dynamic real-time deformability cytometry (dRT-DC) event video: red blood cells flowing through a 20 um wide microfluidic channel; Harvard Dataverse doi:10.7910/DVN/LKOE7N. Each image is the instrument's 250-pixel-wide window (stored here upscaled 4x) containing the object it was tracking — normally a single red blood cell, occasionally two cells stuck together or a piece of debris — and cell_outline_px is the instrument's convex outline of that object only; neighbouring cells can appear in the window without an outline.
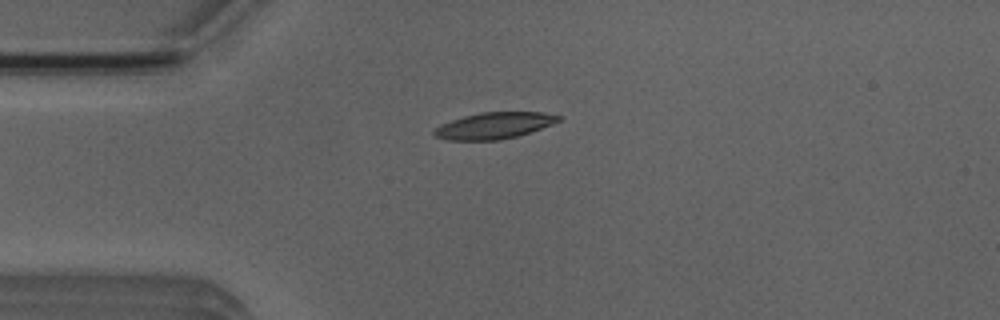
{"species": "Egyptian fruit bat (a non-hibernating species)", "species_latin": "Rousettus aegyptiacus", "temperature_condition": "room temperature", "stored_images_in_passage": 3, "camera_frame_rate_fps": 3000, "um_per_image_px": 0.085, "animal": {"sex": "male"}, "frame": {"image": 1, "passage_image": 1, "time_ms": 0.0, "image_size_px": [1000, 320], "cell_outline_px": [[560, 120], [552, 124], [516, 136], [500, 140], [448, 140], [436, 136], [432, 132], [440, 124], [464, 116], [480, 112], [544, 112], [560, 116]], "centroid_in_image_um": [41.97, 10.67], "position_along_channel_um": 43.0, "area_um2": 18.9}}